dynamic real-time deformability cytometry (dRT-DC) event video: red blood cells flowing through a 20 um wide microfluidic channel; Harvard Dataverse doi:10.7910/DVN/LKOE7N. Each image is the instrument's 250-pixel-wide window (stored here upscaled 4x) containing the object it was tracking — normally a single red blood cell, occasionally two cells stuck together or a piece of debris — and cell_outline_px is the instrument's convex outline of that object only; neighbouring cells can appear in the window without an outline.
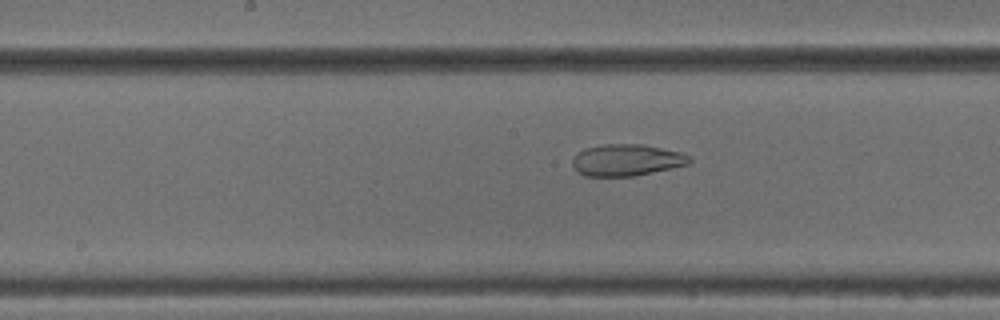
{"species": "common noctule bat (a hibernating species)", "species_latin": "Nyctalus noctula", "temperature_condition": "cold", "stored_images_in_passage": 52, "camera_frame_rate_fps": 3000, "um_per_image_px": 0.085, "animal": {"sex": "male", "body_mass_g": 18.8}, "frame": {"image": 1, "passage_image": 27, "time_ms": 8.667, "image_size_px": [1000, 320], "cell_outline_px": [[692, 160], [688, 164], [632, 176], [584, 176], [572, 164], [572, 160], [584, 148], [604, 144], [644, 144], [680, 152], [688, 156]], "centroid_in_image_um": [53.25, 13.59], "position_along_channel_um": 194.9, "area_um2": 21.21}}
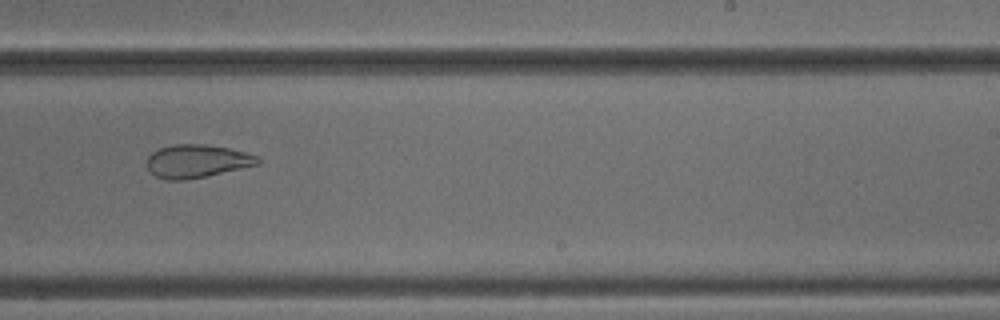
{"frame": {"image": 2, "passage_image": 33, "time_ms": 10.667, "image_size_px": [1000, 320], "cell_outline_px": [[260, 164], [204, 176], [184, 180], [164, 180], [148, 172], [148, 156], [152, 152], [160, 148], [172, 144], [204, 144], [228, 148], [244, 152], [256, 156], [260, 160]], "centroid_in_image_um": [16.69, 13.7], "position_along_channel_um": 272.3, "area_um2": 21.21}}
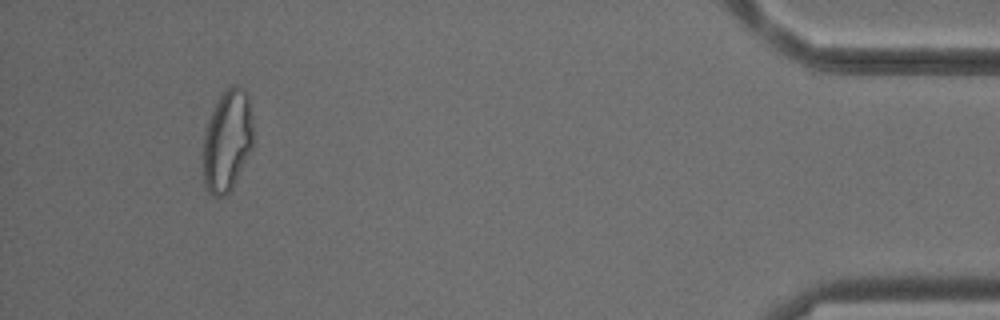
{"frame": {"image": 3, "passage_image": 49, "time_ms": 16.0, "image_size_px": [1000, 320], "cell_outline_px": [[256, 140], [232, 188], [224, 196], [212, 196], [204, 188], [204, 128], [220, 96], [232, 84], [236, 84], [244, 88], [248, 92]], "centroid_in_image_um": [19.36, 11.93], "position_along_channel_um": 415.8, "area_um2": 30.17}, "authors_computed_cell_mechanics": {"area_um2": 28.8133, "velocity_mm_per_s": 3.8842, "shape_relaxation_time_tau1_ms": null, "shape_relaxation_time_tau2_ms": 2.1895, "deformation_change_tau1": null, "deformation_change_tau2": 0.0902}}